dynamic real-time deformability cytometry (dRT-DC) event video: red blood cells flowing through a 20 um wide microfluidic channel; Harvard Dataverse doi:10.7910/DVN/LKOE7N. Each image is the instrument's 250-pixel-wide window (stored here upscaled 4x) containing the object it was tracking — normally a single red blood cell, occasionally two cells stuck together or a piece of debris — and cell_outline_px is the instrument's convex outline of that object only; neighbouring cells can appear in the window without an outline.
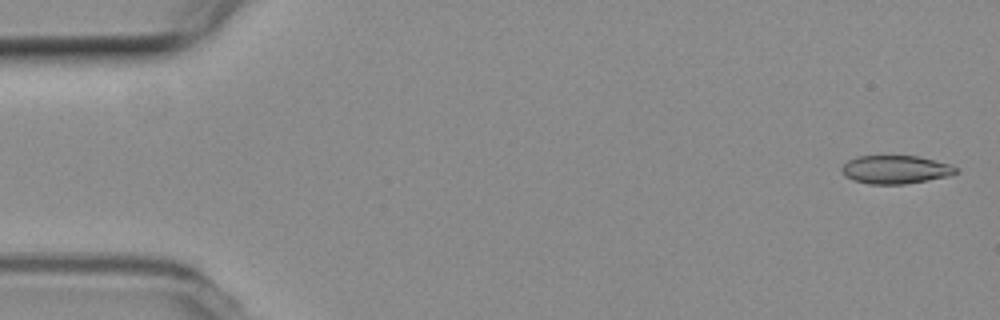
{"species": "common noctule bat (a hibernating species)", "species_latin": "Nyctalus noctula", "temperature_condition": "room temperature", "stored_images_in_passage": 55, "camera_frame_rate_fps": 3000, "um_per_image_px": 0.085, "animal": {"sex": "female", "body_mass_g": 19.3, "forearm_length_mm": 54.1}, "frame": {"image": 1, "passage_image": 2, "time_ms": 0.333, "image_size_px": [1000, 320], "cell_outline_px": [[960, 172], [948, 176], [928, 180], [904, 184], [868, 184], [852, 180], [844, 176], [840, 172], [840, 168], [848, 160], [856, 156], [920, 156], [952, 164], [960, 168]], "centroid_in_image_um": [76.14, 14.41], "position_along_channel_um": 8.9, "area_um2": 19.25}}
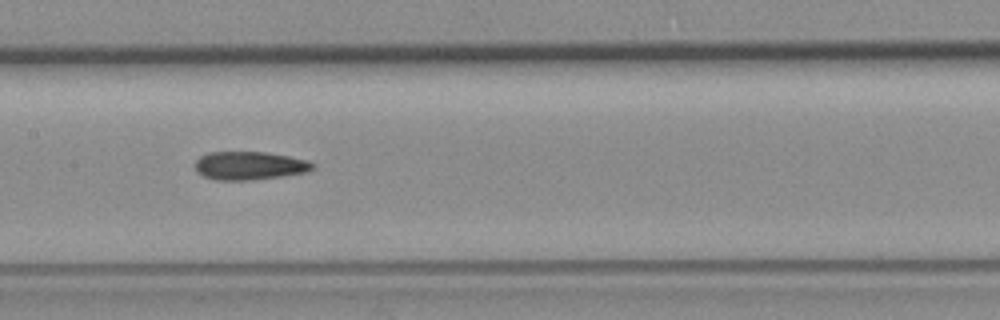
{"frame": {"image": 2, "passage_image": 27, "time_ms": 8.667, "image_size_px": [1000, 320], "cell_outline_px": [[316, 168], [308, 172], [252, 180], [216, 180], [204, 176], [196, 168], [196, 160], [200, 156], [208, 152], [264, 152], [288, 156], [308, 160], [316, 164]], "centroid_in_image_um": [21.26, 14.08], "position_along_channel_um": 186.1, "area_um2": 19.36}}
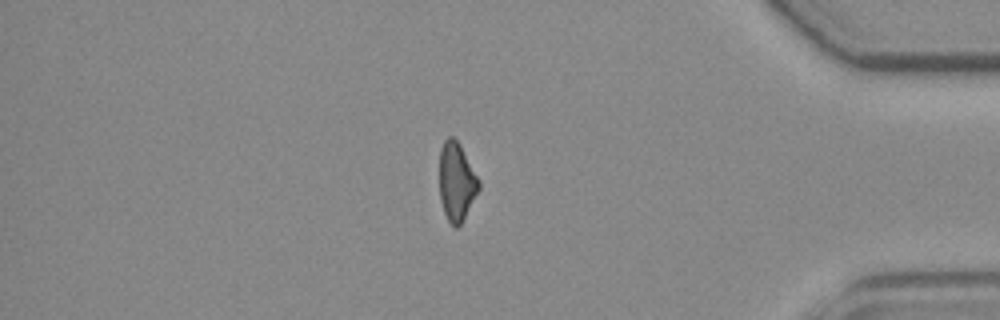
{"frame": {"image": 3, "passage_image": 47, "time_ms": 15.333, "image_size_px": [1000, 320], "cell_outline_px": [[480, 188], [460, 224], [456, 228], [448, 220], [444, 212], [440, 200], [440, 148], [444, 140], [448, 136], [452, 136], [460, 144], [480, 180]], "centroid_in_image_um": [38.8, 15.41], "position_along_channel_um": 396.4, "area_um2": 17.86}}